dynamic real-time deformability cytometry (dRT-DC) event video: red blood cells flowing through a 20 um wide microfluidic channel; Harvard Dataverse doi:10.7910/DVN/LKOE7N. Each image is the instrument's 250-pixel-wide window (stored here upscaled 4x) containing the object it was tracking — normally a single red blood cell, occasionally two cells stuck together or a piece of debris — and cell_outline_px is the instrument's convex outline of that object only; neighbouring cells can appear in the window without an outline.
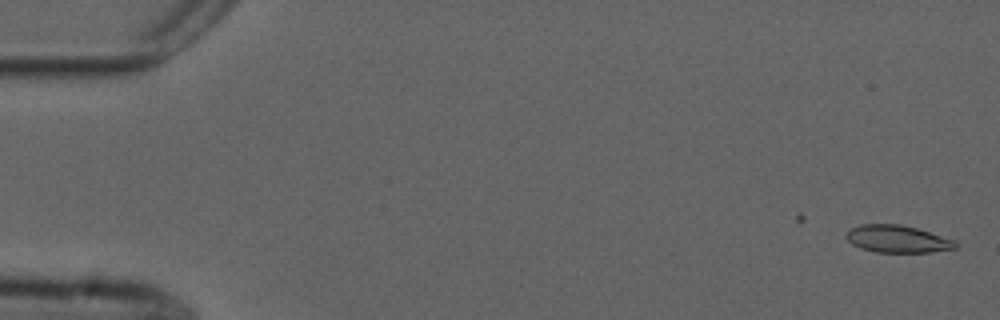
{"species": "common noctule bat (a hibernating species)", "species_latin": "Nyctalus noctula", "temperature_condition": "cold", "stored_images_in_passage": 19, "camera_frame_rate_fps": 3000, "um_per_image_px": 0.085, "animal": {"sex": "male", "forearm_length_mm": 52.5}, "frame": {"image": 1, "passage_image": 1, "time_ms": 0.0, "image_size_px": [1000, 320], "cell_outline_px": [[956, 248], [932, 252], [876, 252], [860, 248], [852, 244], [844, 236], [852, 228], [860, 224], [900, 224], [916, 228], [956, 240]], "centroid_in_image_um": [76.28, 20.31], "position_along_channel_um": 8.7, "area_um2": 17.34}}
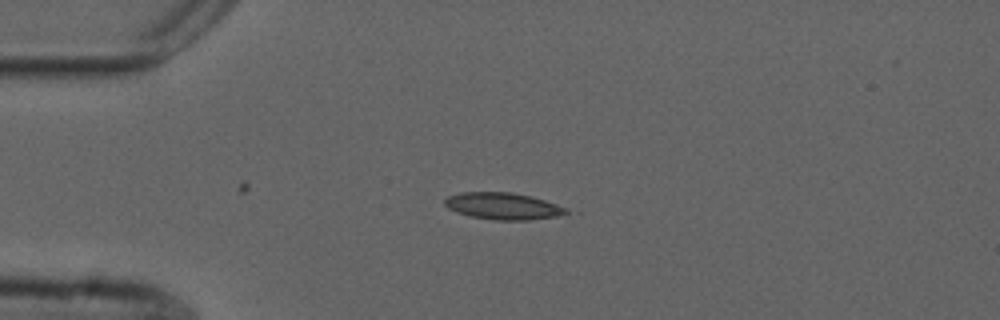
{"frame": {"image": 2, "passage_image": 13, "time_ms": 4.0, "image_size_px": [1000, 320], "cell_outline_px": [[568, 212], [556, 216], [528, 220], [496, 220], [468, 216], [456, 212], [448, 208], [444, 204], [444, 200], [448, 196], [460, 192], [512, 192], [532, 196], [568, 208]], "centroid_in_image_um": [42.72, 17.51], "position_along_channel_um": 42.3, "area_um2": 19.02}}
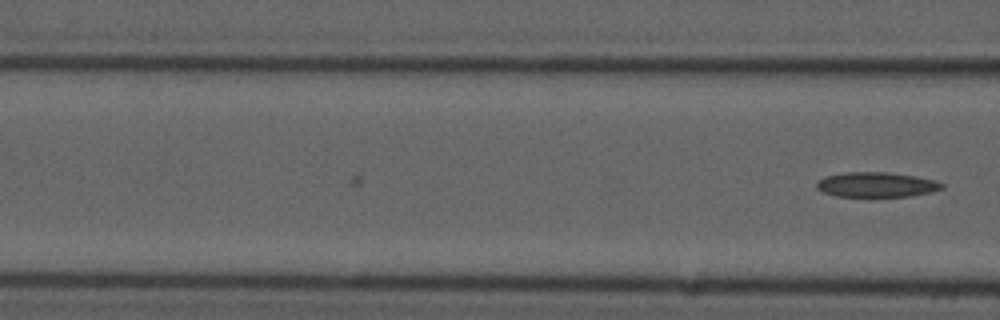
{"frame": {"image": 3, "passage_image": 19, "time_ms": 6.0, "image_size_px": [1000, 320], "cell_outline_px": [[944, 188], [932, 192], [908, 196], [836, 196], [824, 192], [816, 188], [816, 184], [824, 176], [848, 172], [888, 172], [916, 176], [936, 180], [944, 184]], "centroid_in_image_um": [74.53, 15.69], "position_along_channel_um": 92.1, "area_um2": 18.15}}